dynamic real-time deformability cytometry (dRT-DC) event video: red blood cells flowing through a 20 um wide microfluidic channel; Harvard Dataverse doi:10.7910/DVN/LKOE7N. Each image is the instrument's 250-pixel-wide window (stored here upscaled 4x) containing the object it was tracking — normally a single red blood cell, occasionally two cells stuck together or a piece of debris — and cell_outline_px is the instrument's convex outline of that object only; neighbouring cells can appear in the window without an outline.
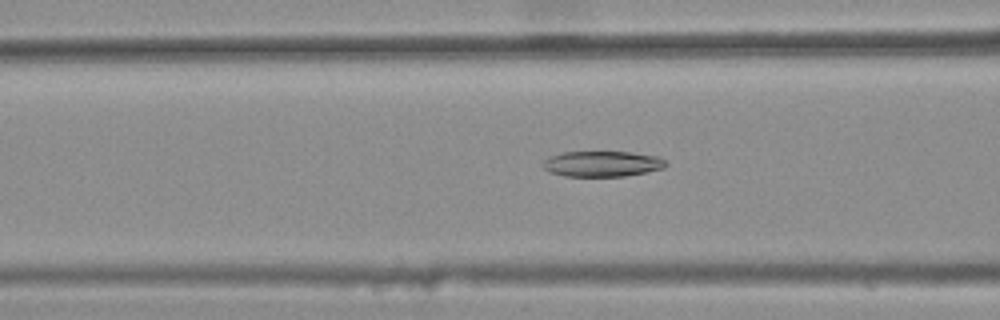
{"species": "common noctule bat (a hibernating species)", "species_latin": "Nyctalus noctula", "temperature_condition": "warm", "stored_images_in_passage": 32, "camera_frame_rate_fps": 3000, "um_per_image_px": 0.085, "animal": {"sex": "female", "body_mass_g": 25.1}, "frame": {"image": 1, "passage_image": 7, "time_ms": 2.0, "image_size_px": [1000, 320], "cell_outline_px": [[668, 164], [664, 168], [624, 176], [564, 176], [548, 172], [544, 168], [544, 160], [548, 156], [564, 152], [632, 152], [660, 156]], "centroid_in_image_um": [51.19, 13.92], "position_along_channel_um": 115.4, "area_um2": 18.38}}
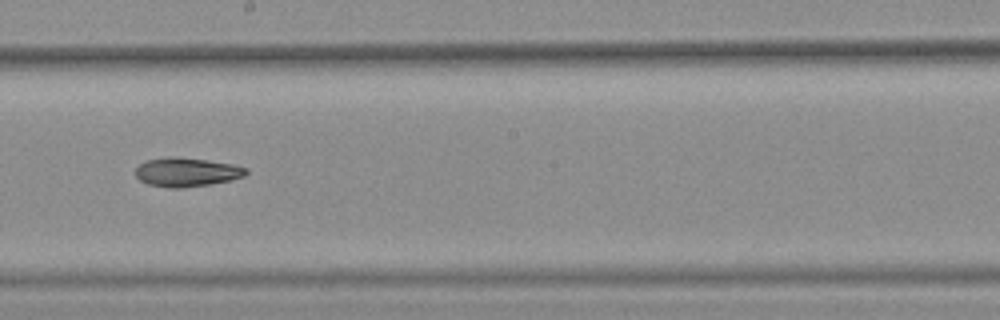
{"frame": {"image": 2, "passage_image": 16, "time_ms": 5.0, "image_size_px": [1000, 320], "cell_outline_px": [[248, 172], [244, 176], [232, 180], [208, 184], [180, 188], [168, 188], [148, 184], [140, 180], [136, 176], [136, 168], [140, 164], [148, 160], [168, 156], [176, 156], [208, 160], [232, 164], [248, 168]], "centroid_in_image_um": [15.87, 14.62], "position_along_channel_um": 232.3, "area_um2": 18.67}}
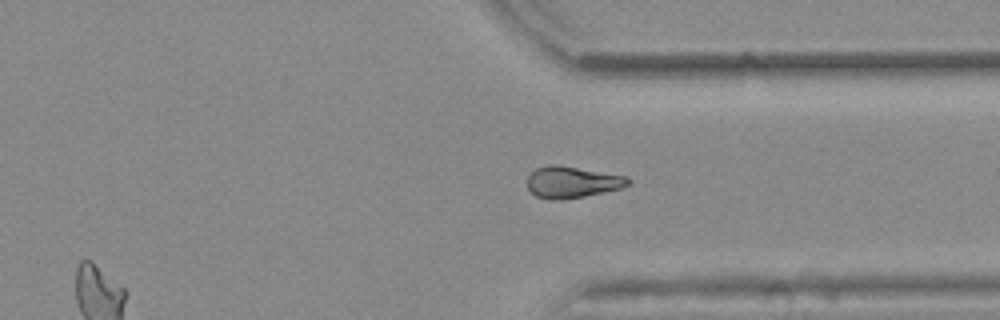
{"frame": {"image": 3, "passage_image": 26, "time_ms": 8.333, "image_size_px": [1000, 320], "cell_outline_px": [[632, 180], [628, 184], [620, 188], [584, 196], [560, 200], [548, 200], [536, 196], [528, 188], [528, 176], [536, 168], [548, 164], [556, 164], [628, 176]], "centroid_in_image_um": [48.62, 15.47], "position_along_channel_um": 362.8, "area_um2": 18.5}, "authors_computed_cell_mechanics": {"area_um2": 18.4382, "velocity_mm_per_s": 3.9073, "shape_relaxation_time_tau1_ms": null, "shape_relaxation_time_tau2_ms": 4.5178, "deformation_change_tau1": null, "deformation_change_tau2": 0.1032}}